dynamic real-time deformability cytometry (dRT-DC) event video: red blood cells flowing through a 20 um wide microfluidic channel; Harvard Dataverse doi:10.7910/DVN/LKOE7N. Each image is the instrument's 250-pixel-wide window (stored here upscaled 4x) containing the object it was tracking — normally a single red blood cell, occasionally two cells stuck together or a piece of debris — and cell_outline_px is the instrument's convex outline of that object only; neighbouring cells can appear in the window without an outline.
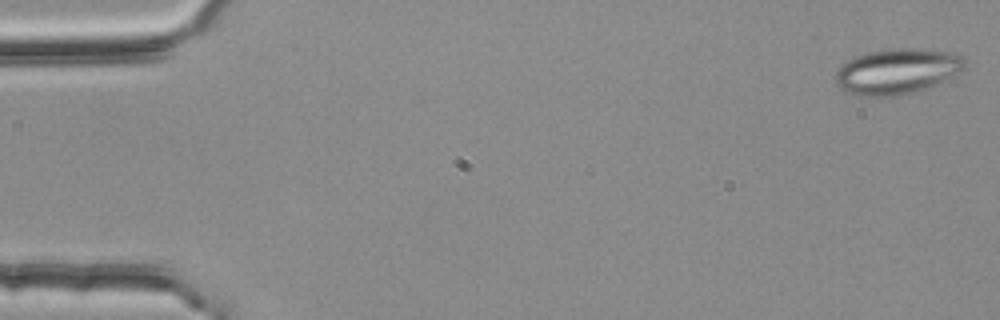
{"species": "common noctule bat (a hibernating species)", "species_latin": "Nyctalus noctula", "temperature_condition": "room temperature", "stored_images_in_passage": 53, "camera_frame_rate_fps": 3000, "um_per_image_px": 0.085, "animal": {"sex": "female", "body_mass_g": 25.1}, "frame": {"image": 1, "passage_image": 1, "time_ms": 0.0, "image_size_px": [1000, 320], "cell_outline_px": [[964, 68], [960, 72], [928, 88], [892, 96], [856, 96], [844, 92], [836, 84], [836, 72], [840, 64], [856, 56], [868, 52], [888, 48], [924, 48], [956, 52], [964, 56]], "centroid_in_image_um": [76.25, 6.04], "position_along_channel_um": 8.8, "area_um2": 34.68}}
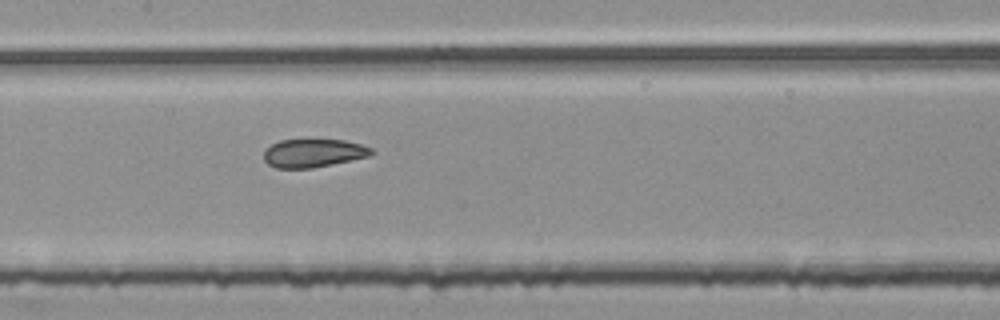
{"frame": {"image": 2, "passage_image": 26, "time_ms": 8.333, "image_size_px": [1000, 320], "cell_outline_px": [[376, 152], [368, 156], [332, 164], [312, 168], [276, 168], [268, 164], [264, 160], [264, 148], [280, 140], [344, 140], [360, 144], [372, 148]], "centroid_in_image_um": [26.61, 13.01], "position_along_channel_um": 180.8, "area_um2": 17.69}}
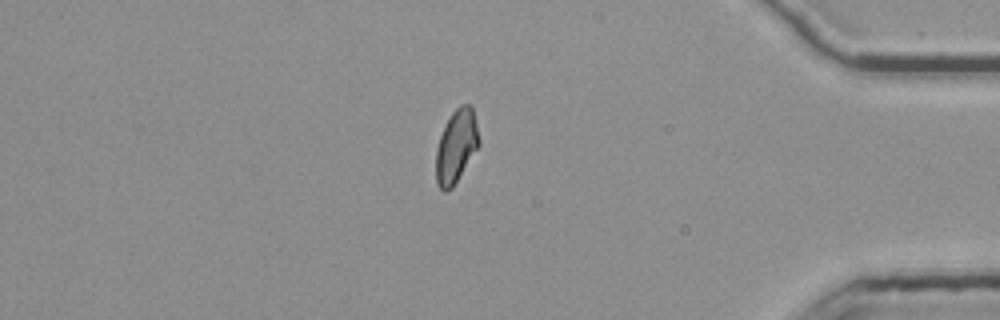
{"frame": {"image": 3, "passage_image": 46, "time_ms": 15.0, "image_size_px": [1000, 320], "cell_outline_px": [[480, 144], [452, 188], [444, 192], [440, 188], [436, 180], [436, 148], [440, 136], [452, 112], [460, 104], [472, 104], [480, 140]], "centroid_in_image_um": [38.79, 12.41], "position_along_channel_um": 396.4, "area_um2": 18.21}}